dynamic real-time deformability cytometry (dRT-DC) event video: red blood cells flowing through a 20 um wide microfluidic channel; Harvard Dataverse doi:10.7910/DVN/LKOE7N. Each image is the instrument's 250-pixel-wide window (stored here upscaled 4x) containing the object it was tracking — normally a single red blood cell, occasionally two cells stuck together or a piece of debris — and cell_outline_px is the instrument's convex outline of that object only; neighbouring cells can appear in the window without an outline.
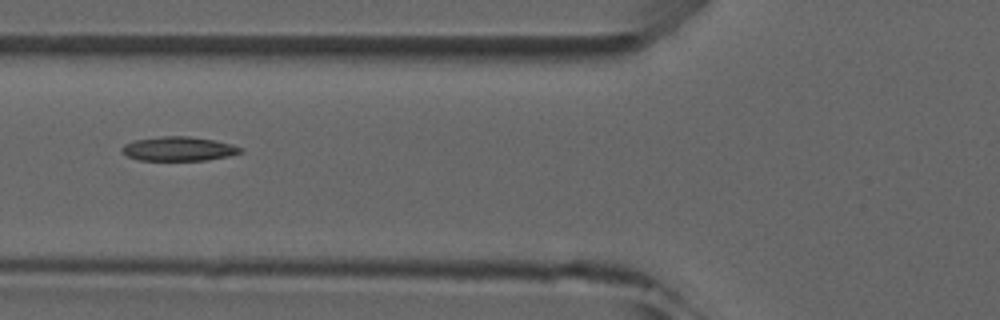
{"species": "common noctule bat (a hibernating species)", "species_latin": "Nyctalus noctula", "temperature_condition": "room temperature", "stored_images_in_passage": 5, "camera_frame_rate_fps": 3000, "um_per_image_px": 0.085, "animal": {"sex": "male", "forearm_length_mm": 52.5}, "frame": {"image": 1, "passage_image": 5, "time_ms": 5.667, "image_size_px": [1000, 320], "cell_outline_px": [[244, 152], [228, 156], [208, 160], [140, 160], [128, 156], [120, 152], [120, 148], [124, 144], [136, 140], [164, 136], [188, 136], [212, 140], [232, 144], [244, 148]], "centroid_in_image_um": [15.2, 12.65], "position_along_channel_um": 110.6, "area_um2": 16.7}}